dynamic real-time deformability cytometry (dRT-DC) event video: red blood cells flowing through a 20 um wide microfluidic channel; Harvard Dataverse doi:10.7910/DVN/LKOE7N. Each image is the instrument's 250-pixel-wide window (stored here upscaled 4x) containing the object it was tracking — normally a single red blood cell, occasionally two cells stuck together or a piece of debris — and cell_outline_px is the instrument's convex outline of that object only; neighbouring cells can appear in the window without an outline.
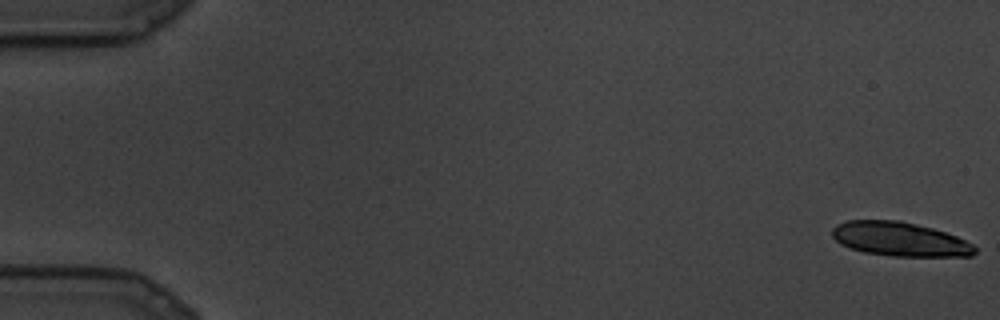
{"species": "common noctule bat (a hibernating species)", "species_latin": "Nyctalus noctula", "temperature_condition": "cold", "stored_images_in_passage": 15, "camera_frame_rate_fps": 3000, "um_per_image_px": 0.085, "animal": {"sex": "male", "body_mass_g": 19.5, "forearm_length_mm": 54.6}, "frame": {"image": 1, "passage_image": 1, "time_ms": 0.0, "image_size_px": [1000, 320], "cell_outline_px": [[976, 252], [972, 256], [892, 256], [864, 252], [848, 248], [840, 244], [832, 236], [832, 228], [836, 224], [848, 220], [900, 220], [932, 228], [956, 236], [972, 244], [976, 248]], "centroid_in_image_um": [76.45, 20.32], "position_along_channel_um": 8.6, "area_um2": 28.38}}
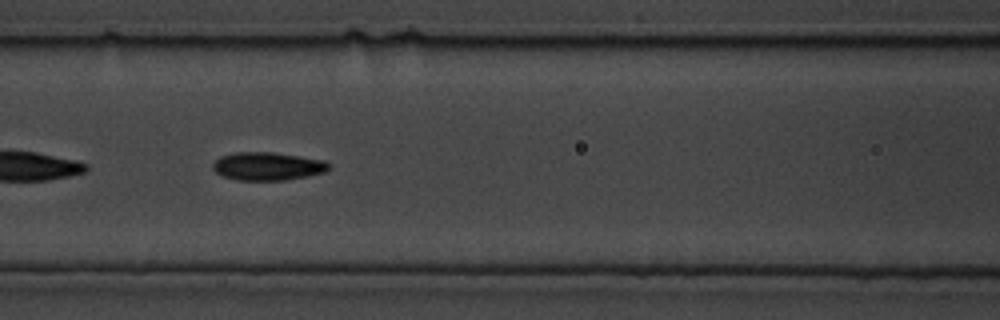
{"frame": {"image": 2, "passage_image": 12, "time_ms": 3.667, "image_size_px": [1000, 320], "cell_outline_px": [[332, 164], [324, 172], [308, 176], [284, 180], [236, 180], [224, 176], [216, 172], [212, 168], [212, 164], [220, 156], [236, 152], [272, 152], [300, 156], [324, 160]], "centroid_in_image_um": [22.75, 14.12], "position_along_channel_um": 143.9, "area_um2": 19.02}}
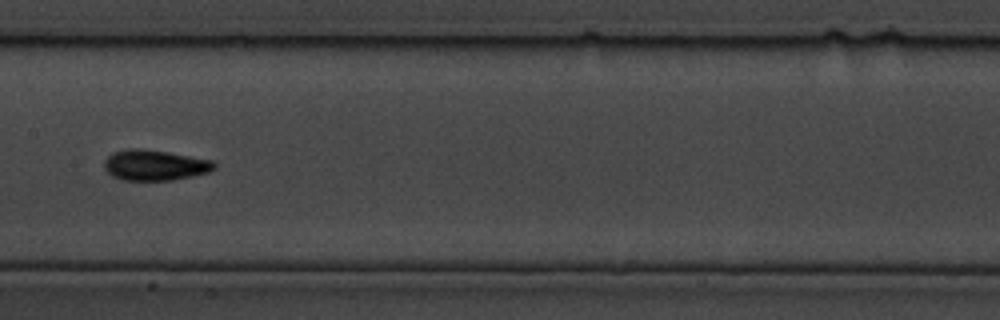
{"frame": {"image": 3, "passage_image": 14, "time_ms": 4.333, "image_size_px": [1000, 320], "cell_outline_px": [[216, 168], [208, 172], [192, 176], [172, 180], [124, 180], [112, 176], [104, 168], [104, 160], [112, 152], [128, 148], [140, 148], [168, 152], [212, 160], [216, 164]], "centroid_in_image_um": [13.14, 14.03], "position_along_channel_um": 194.3, "area_um2": 19.65}}